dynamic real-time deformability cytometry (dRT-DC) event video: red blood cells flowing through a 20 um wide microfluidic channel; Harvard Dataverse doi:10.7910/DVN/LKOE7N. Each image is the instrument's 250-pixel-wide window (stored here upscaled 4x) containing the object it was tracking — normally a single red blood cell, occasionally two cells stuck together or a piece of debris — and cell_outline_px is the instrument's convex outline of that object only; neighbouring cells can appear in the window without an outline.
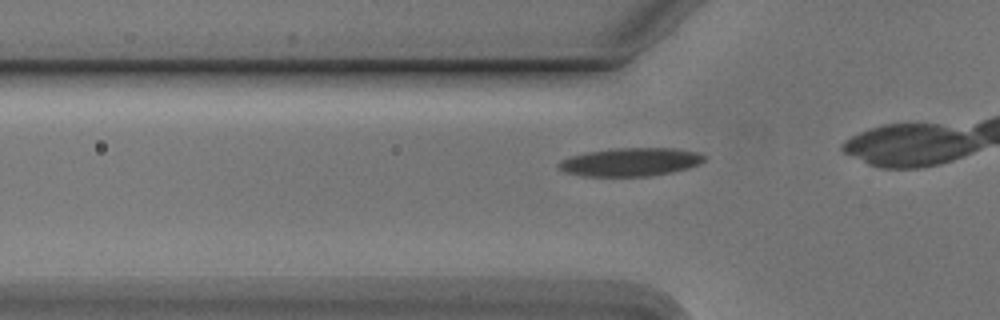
{"species": "Egyptian fruit bat (a non-hibernating species)", "species_latin": "Rousettus aegyptiacus", "temperature_condition": "cold", "stored_images_in_passage": 19, "camera_frame_rate_fps": 3000, "um_per_image_px": 0.085, "animal": {"sex": "male"}, "frame": {"image": 1, "passage_image": 11, "time_ms": 3.333, "image_size_px": [1000, 320], "cell_outline_px": [[704, 160], [700, 164], [688, 168], [672, 172], [652, 176], [584, 176], [564, 172], [556, 168], [556, 164], [560, 160], [584, 152], [612, 148], [676, 148], [696, 152], [704, 156]], "centroid_in_image_um": [53.54, 13.77], "position_along_channel_um": 72.3, "area_um2": 24.22}}
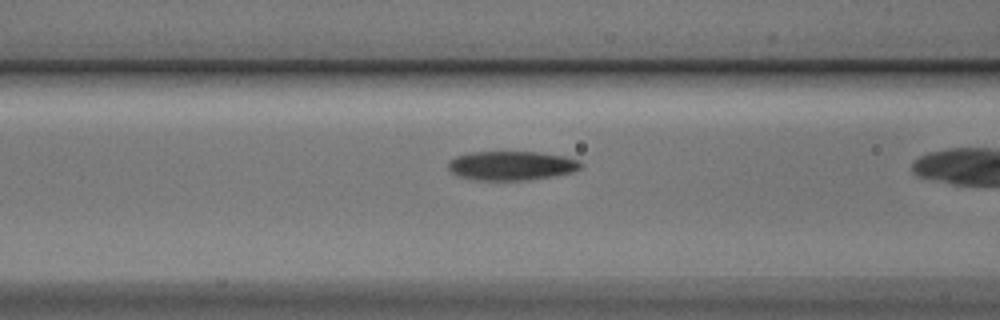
{"frame": {"image": 2, "passage_image": 15, "time_ms": 4.667, "image_size_px": [1000, 320], "cell_outline_px": [[584, 164], [580, 168], [572, 172], [556, 176], [528, 180], [472, 180], [456, 176], [448, 168], [448, 160], [456, 156], [472, 152], [536, 152], [564, 156], [580, 160]], "centroid_in_image_um": [43.47, 14.09], "position_along_channel_um": 123.1, "area_um2": 22.77}}
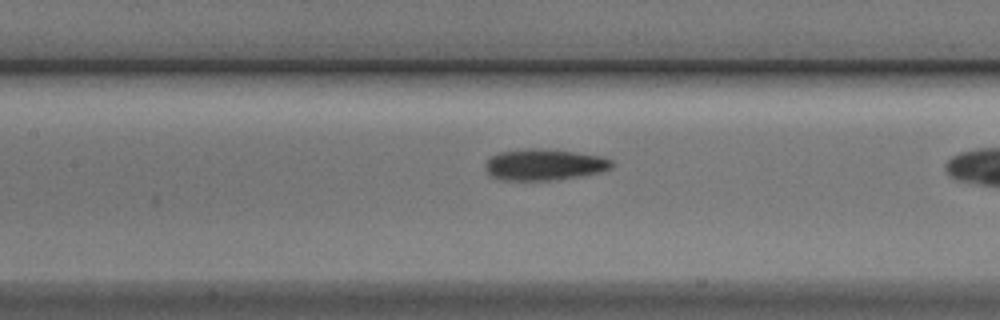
{"frame": {"image": 3, "passage_image": 18, "time_ms": 5.667, "image_size_px": [1000, 320], "cell_outline_px": [[616, 164], [612, 168], [600, 172], [584, 176], [556, 180], [496, 180], [488, 176], [484, 168], [484, 164], [492, 156], [500, 152], [524, 148], [532, 148], [572, 152], [600, 156], [612, 160]], "centroid_in_image_um": [46.23, 14.02], "position_along_channel_um": 161.2, "area_um2": 23.35}}